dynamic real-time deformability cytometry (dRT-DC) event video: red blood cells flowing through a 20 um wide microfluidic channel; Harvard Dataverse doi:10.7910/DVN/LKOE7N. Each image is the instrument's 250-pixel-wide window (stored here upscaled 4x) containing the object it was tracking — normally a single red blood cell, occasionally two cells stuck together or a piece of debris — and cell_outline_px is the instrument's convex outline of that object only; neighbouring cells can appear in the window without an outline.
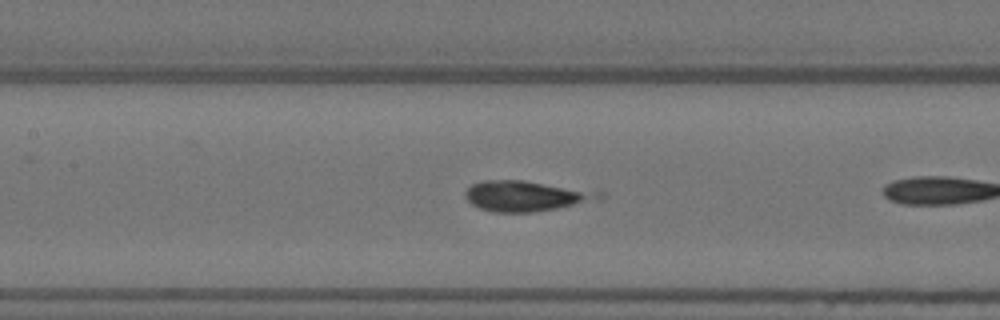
{"species": "Egyptian fruit bat (a non-hibernating species)", "species_latin": "Rousettus aegyptiacus", "temperature_condition": "warm", "stored_images_in_passage": 20, "camera_frame_rate_fps": 3000, "um_per_image_px": 0.085, "animal": {"sex": "female"}, "frame": {"image": 1, "passage_image": 14, "time_ms": 4.333, "image_size_px": [1000, 320], "cell_outline_px": [[588, 196], [572, 204], [556, 208], [532, 212], [492, 212], [480, 208], [472, 204], [464, 196], [464, 192], [472, 184], [480, 180], [524, 180], [580, 192]], "centroid_in_image_um": [44.13, 16.67], "position_along_channel_um": 163.3, "area_um2": 21.21}}